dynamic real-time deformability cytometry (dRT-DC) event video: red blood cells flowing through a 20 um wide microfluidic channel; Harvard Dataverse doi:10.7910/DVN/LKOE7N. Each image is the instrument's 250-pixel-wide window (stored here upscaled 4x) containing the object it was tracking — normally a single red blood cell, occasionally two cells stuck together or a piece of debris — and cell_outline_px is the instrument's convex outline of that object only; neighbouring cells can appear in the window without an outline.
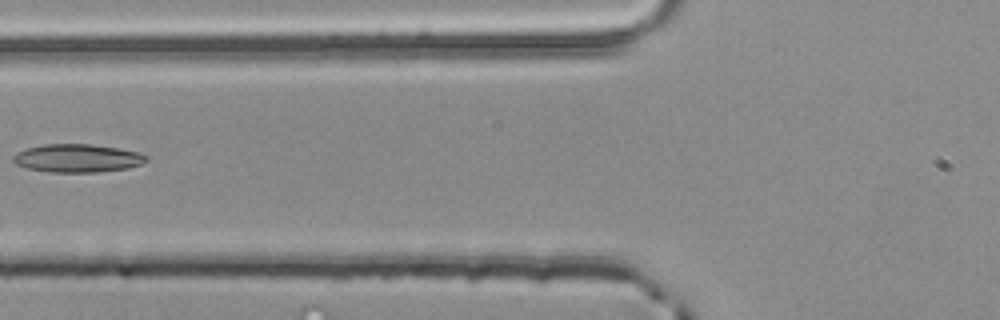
{"species": "common noctule bat (a hibernating species)", "species_latin": "Nyctalus noctula", "temperature_condition": "room temperature", "stored_images_in_passage": 4, "camera_frame_rate_fps": 3000, "um_per_image_px": 0.085, "animal": {"sex": "male", "body_mass_g": 20.4}, "frame": {"image": 1, "passage_image": 4, "time_ms": 1.0, "image_size_px": [1000, 320], "cell_outline_px": [[148, 160], [140, 164], [128, 168], [96, 172], [48, 172], [28, 168], [16, 164], [12, 160], [12, 156], [16, 152], [28, 148], [44, 144], [88, 144], [116, 148], [136, 152], [148, 156]], "centroid_in_image_um": [6.54, 13.45], "position_along_channel_um": 119.3, "area_um2": 21.68}}